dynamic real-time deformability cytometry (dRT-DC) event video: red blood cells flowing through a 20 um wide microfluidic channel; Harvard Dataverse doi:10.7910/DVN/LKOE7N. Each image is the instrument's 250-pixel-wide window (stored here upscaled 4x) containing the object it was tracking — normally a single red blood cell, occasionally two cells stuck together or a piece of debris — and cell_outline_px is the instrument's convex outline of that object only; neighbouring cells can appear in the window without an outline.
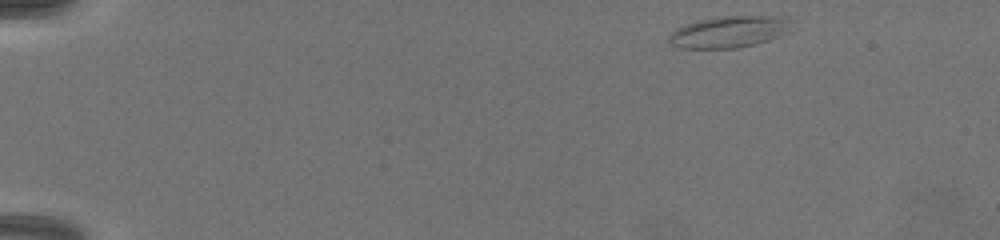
{"species": "common noctule bat (a hibernating species)", "species_latin": "Nyctalus noctula", "temperature_condition": "warm", "stored_images_in_passage": 32, "camera_frame_rate_fps": 3000, "um_per_image_px": 0.085, "animal": {"sex": "female", "body_mass_g": 19.5, "forearm_length_mm": 54.1}, "frame": {"image": 1, "passage_image": 1, "time_ms": 0.0, "image_size_px": [1000, 240], "cell_outline_px": [[792, 20], [776, 36], [768, 40], [756, 44], [736, 48], [680, 48], [672, 44], [668, 40], [668, 36], [676, 28], [700, 20], [724, 16], [780, 16]], "centroid_in_image_um": [61.88, 2.71], "position_along_channel_um": 23.1, "area_um2": 21.85}}
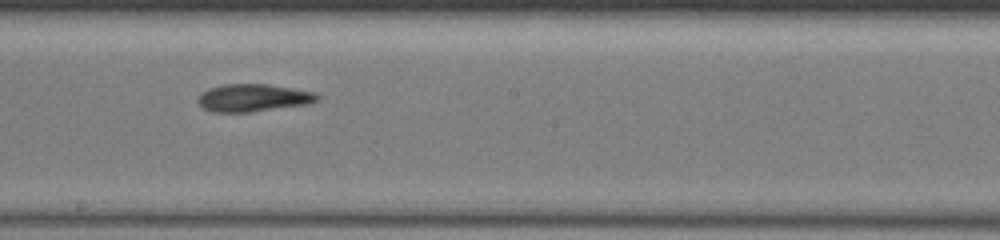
{"frame": {"image": 2, "passage_image": 18, "time_ms": 8.0, "image_size_px": [1000, 240], "cell_outline_px": [[320, 100], [308, 104], [252, 112], [212, 112], [204, 108], [196, 100], [208, 88], [224, 84], [268, 84], [316, 92], [320, 96]], "centroid_in_image_um": [21.57, 8.31], "position_along_channel_um": 226.6, "area_um2": 19.25}}
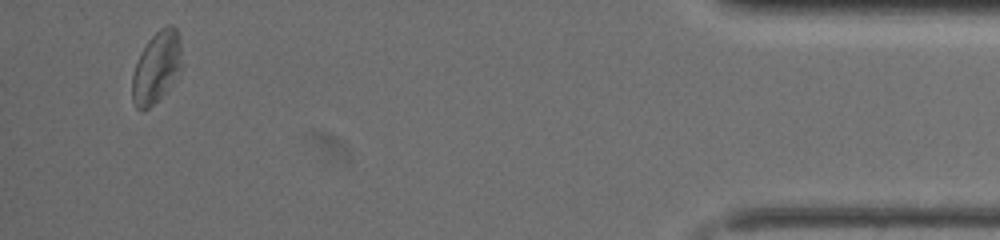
{"frame": {"image": 3, "passage_image": 31, "time_ms": 14.333, "image_size_px": [1000, 240], "cell_outline_px": [[180, 64], [168, 88], [148, 108], [136, 108], [132, 100], [132, 76], [140, 52], [148, 40], [160, 28], [168, 24], [172, 24], [176, 28], [180, 44]], "centroid_in_image_um": [13.26, 5.67], "position_along_channel_um": 421.9, "area_um2": 19.83}}